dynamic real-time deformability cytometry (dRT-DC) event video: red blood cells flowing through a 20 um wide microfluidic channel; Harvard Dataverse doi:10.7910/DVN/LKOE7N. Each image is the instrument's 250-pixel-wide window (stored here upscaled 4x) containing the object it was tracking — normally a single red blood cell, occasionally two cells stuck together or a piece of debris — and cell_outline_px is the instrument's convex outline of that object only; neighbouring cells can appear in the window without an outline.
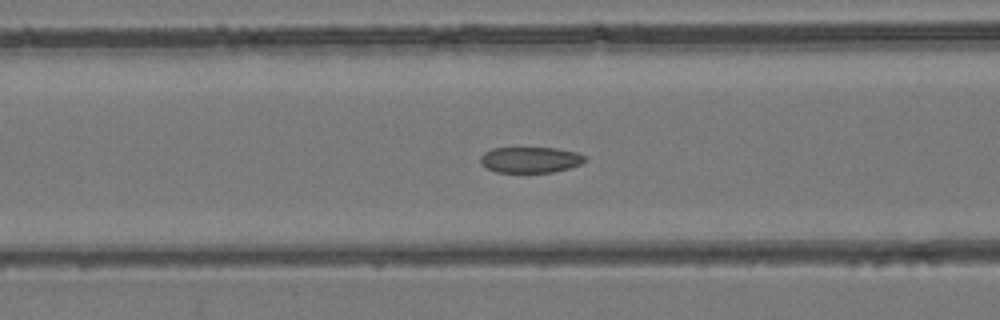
{"species": "common noctule bat (a hibernating species)", "species_latin": "Nyctalus noctula", "temperature_condition": "room temperature", "stored_images_in_passage": 50, "camera_frame_rate_fps": 3000, "um_per_image_px": 0.085, "animal": {"sex": "female", "body_mass_g": 24.6, "forearm_length_mm": 56.2}, "frame": {"image": 1, "passage_image": 21, "time_ms": 6.667, "image_size_px": [1000, 320], "cell_outline_px": [[588, 160], [580, 164], [568, 168], [552, 172], [496, 172], [480, 164], [480, 156], [484, 152], [492, 148], [556, 148], [576, 152], [584, 156]], "centroid_in_image_um": [45.06, 13.58], "position_along_channel_um": 121.5, "area_um2": 15.72}}
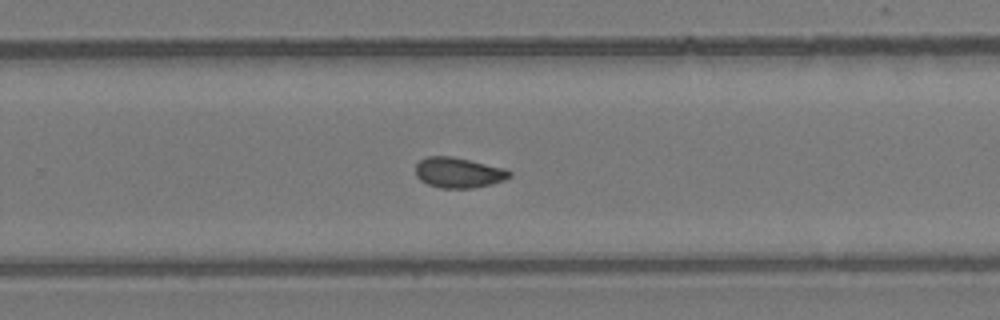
{"frame": {"image": 2, "passage_image": 33, "time_ms": 10.667, "image_size_px": [1000, 320], "cell_outline_px": [[512, 176], [504, 180], [492, 184], [472, 188], [440, 188], [428, 184], [420, 180], [416, 176], [416, 164], [420, 160], [428, 156], [452, 156], [504, 168], [512, 172]], "centroid_in_image_um": [38.98, 14.68], "position_along_channel_um": 290.8, "area_um2": 16.65}}
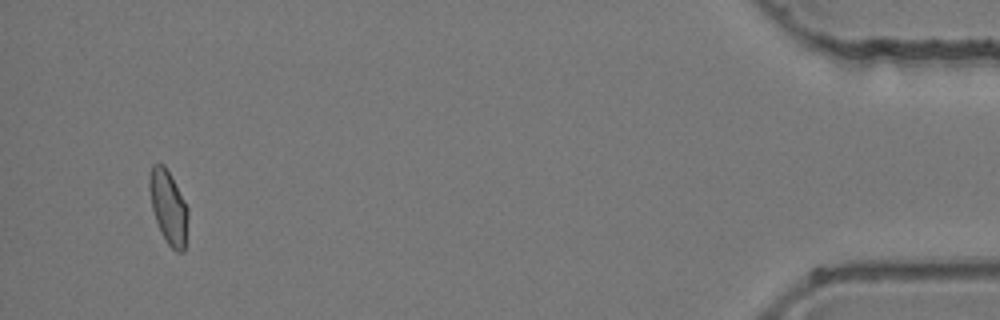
{"frame": {"image": 3, "passage_image": 48, "time_ms": 15.667, "image_size_px": [1000, 320], "cell_outline_px": [[188, 216], [184, 252], [176, 252], [168, 244], [156, 220], [152, 208], [148, 188], [148, 176], [152, 164], [164, 164], [184, 200], [188, 208]], "centroid_in_image_um": [14.3, 17.58], "position_along_channel_um": 420.9, "area_um2": 16.36}}